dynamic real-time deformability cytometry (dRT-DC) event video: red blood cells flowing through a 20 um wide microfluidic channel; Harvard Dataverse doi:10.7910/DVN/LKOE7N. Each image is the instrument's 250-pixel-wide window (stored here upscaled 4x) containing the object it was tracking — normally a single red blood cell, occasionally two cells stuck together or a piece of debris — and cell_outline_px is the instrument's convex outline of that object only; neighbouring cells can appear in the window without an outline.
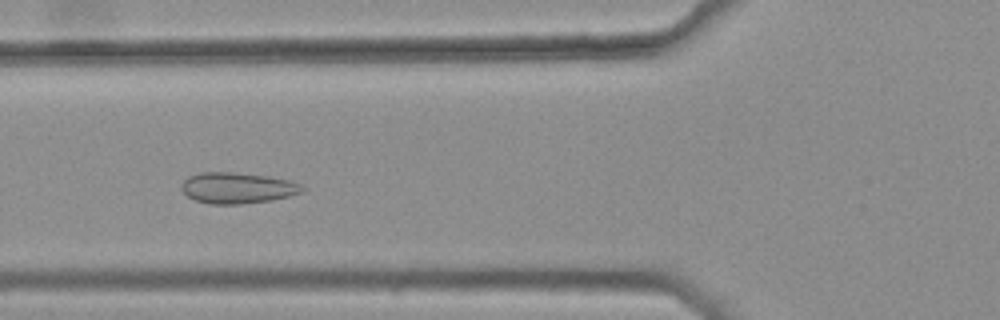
{"species": "common noctule bat (a hibernating species)", "species_latin": "Nyctalus noctula", "temperature_condition": "warm", "stored_images_in_passage": 41, "camera_frame_rate_fps": 3000, "um_per_image_px": 0.085, "animal": {"sex": "female", "body_mass_g": 25.1}, "frame": {"image": 1, "passage_image": 17, "time_ms": 5.333, "image_size_px": [1000, 320], "cell_outline_px": [[304, 188], [300, 192], [288, 196], [272, 200], [240, 204], [208, 204], [196, 200], [188, 196], [180, 188], [180, 184], [188, 176], [200, 172], [232, 172], [272, 176], [292, 180], [300, 184]], "centroid_in_image_um": [20.16, 15.96], "position_along_channel_um": 105.6, "area_um2": 21.96}}
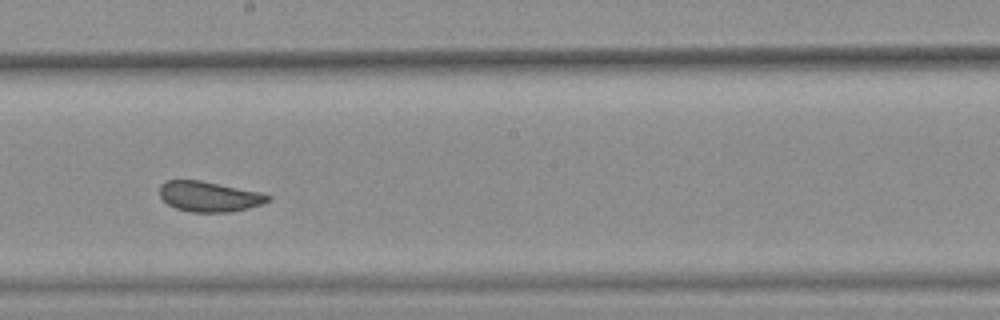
{"frame": {"image": 2, "passage_image": 27, "time_ms": 8.667, "image_size_px": [1000, 320], "cell_outline_px": [[272, 200], [248, 208], [232, 212], [192, 212], [176, 208], [168, 204], [160, 196], [160, 184], [164, 180], [200, 180], [260, 192], [272, 196]], "centroid_in_image_um": [17.78, 16.7], "position_along_channel_um": 230.4, "area_um2": 19.13}}
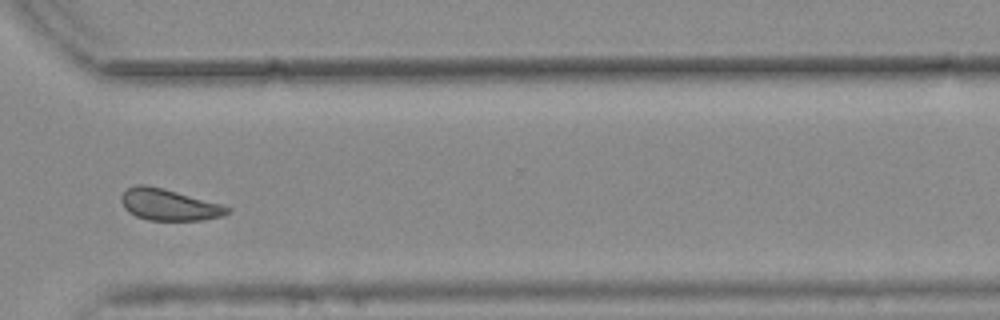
{"frame": {"image": 3, "passage_image": 37, "time_ms": 12.0, "image_size_px": [1000, 320], "cell_outline_px": [[232, 212], [224, 216], [204, 220], [148, 220], [136, 216], [128, 212], [124, 208], [120, 200], [120, 196], [128, 188], [136, 184], [144, 184], [164, 188], [220, 204], [232, 208]], "centroid_in_image_um": [14.36, 17.4], "position_along_channel_um": 356.2, "area_um2": 19.59}, "authors_computed_cell_mechanics": {"area_um2": 19.9988, "velocity_mm_per_s": 3.7492, "shape_relaxation_time_tau1_ms": null, "shape_relaxation_time_tau2_ms": 0.6242, "deformation_change_tau1": null, "deformation_change_tau2": 0.0707}}